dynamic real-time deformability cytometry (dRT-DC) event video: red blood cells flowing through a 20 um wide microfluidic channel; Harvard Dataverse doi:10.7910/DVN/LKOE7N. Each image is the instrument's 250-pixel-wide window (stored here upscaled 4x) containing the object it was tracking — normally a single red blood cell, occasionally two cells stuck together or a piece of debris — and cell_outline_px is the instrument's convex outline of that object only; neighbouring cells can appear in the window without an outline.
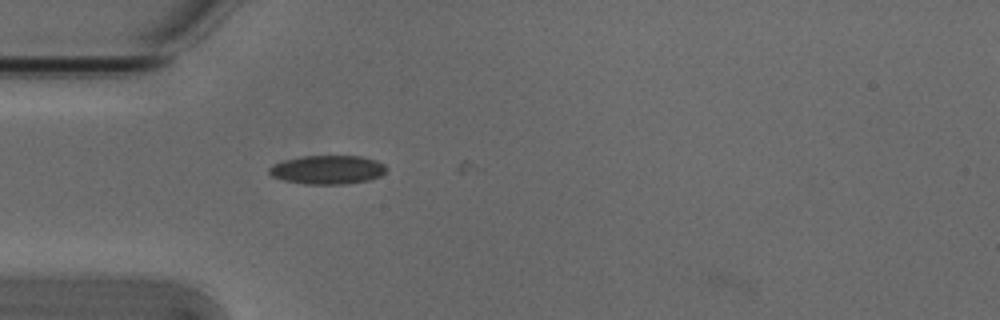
{"species": "Egyptian fruit bat (a non-hibernating species)", "species_latin": "Rousettus aegyptiacus", "temperature_condition": "cold", "stored_images_in_passage": 4, "camera_frame_rate_fps": 3000, "um_per_image_px": 0.085, "animal": {"sex": "male"}, "frame": {"image": 1, "passage_image": 3, "time_ms": 0.667, "image_size_px": [1000, 320], "cell_outline_px": [[388, 168], [380, 176], [368, 180], [344, 184], [304, 184], [284, 180], [272, 176], [268, 172], [268, 168], [272, 164], [284, 160], [300, 156], [360, 156], [376, 160], [384, 164]], "centroid_in_image_um": [27.82, 14.42], "position_along_channel_um": 57.2, "area_um2": 19.71}}